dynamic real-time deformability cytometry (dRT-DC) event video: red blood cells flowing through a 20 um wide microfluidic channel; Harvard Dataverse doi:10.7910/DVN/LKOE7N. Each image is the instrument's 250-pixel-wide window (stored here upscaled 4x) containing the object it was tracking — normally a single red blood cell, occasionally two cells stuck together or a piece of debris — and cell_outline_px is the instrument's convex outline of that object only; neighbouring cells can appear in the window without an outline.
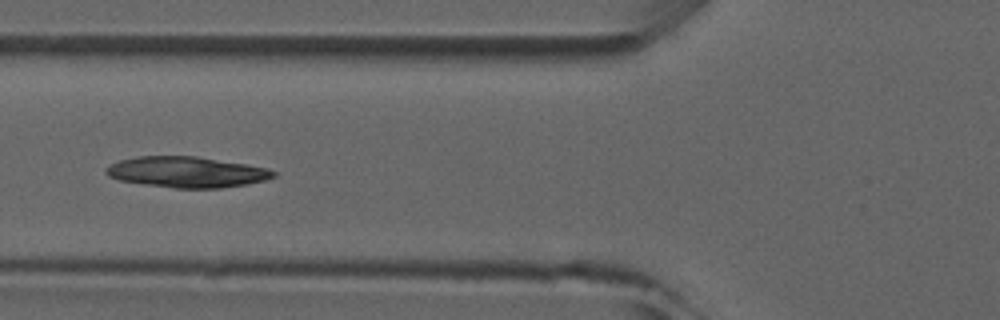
{"species": "common noctule bat (a hibernating species)", "species_latin": "Nyctalus noctula", "temperature_condition": "room temperature", "stored_images_in_passage": 4, "camera_frame_rate_fps": 3000, "um_per_image_px": 0.085, "animal": {"sex": "male", "forearm_length_mm": 52.5}, "frame": {"image": 1, "passage_image": 4, "time_ms": 3.667, "image_size_px": [1000, 320], "cell_outline_px": [[276, 176], [264, 180], [248, 184], [220, 188], [176, 188], [120, 180], [108, 176], [104, 172], [104, 168], [120, 160], [140, 156], [196, 156], [248, 164], [268, 168], [276, 172]], "centroid_in_image_um": [15.9, 14.62], "position_along_channel_um": 109.9, "area_um2": 29.94}}